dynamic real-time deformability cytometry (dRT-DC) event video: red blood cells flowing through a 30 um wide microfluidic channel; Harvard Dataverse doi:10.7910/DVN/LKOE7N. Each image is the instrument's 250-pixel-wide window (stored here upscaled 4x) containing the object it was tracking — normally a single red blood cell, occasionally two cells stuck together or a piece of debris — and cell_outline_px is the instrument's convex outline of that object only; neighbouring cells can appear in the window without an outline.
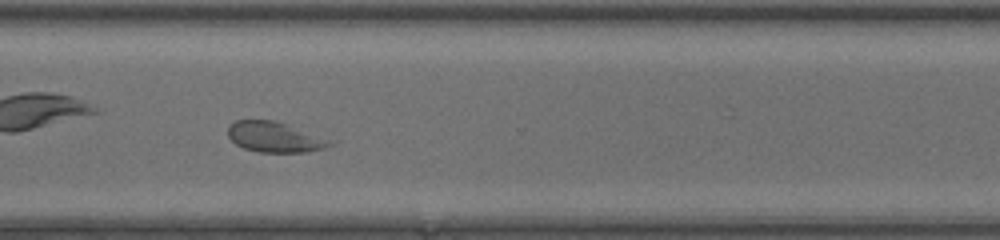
{"species": "common noctule bat (a hibernating species)", "species_latin": "Nyctalus noctula", "temperature_condition": "room temperature", "stored_images_in_passage": 43, "camera_frame_rate_fps": 3000, "um_per_image_px": 0.085, "animal": {"sex": "female", "body_mass_g": 20.0, "forearm_length_mm": 54.0}, "frame": {"image": 1, "passage_image": 31, "time_ms": 10.0, "image_size_px": [1000, 240], "cell_outline_px": [[336, 144], [324, 148], [308, 152], [256, 152], [244, 148], [236, 144], [228, 136], [228, 124], [236, 120], [276, 120], [292, 124], [336, 140]], "centroid_in_image_um": [23.46, 11.63], "position_along_channel_um": 347.1, "area_um2": 18.84}}
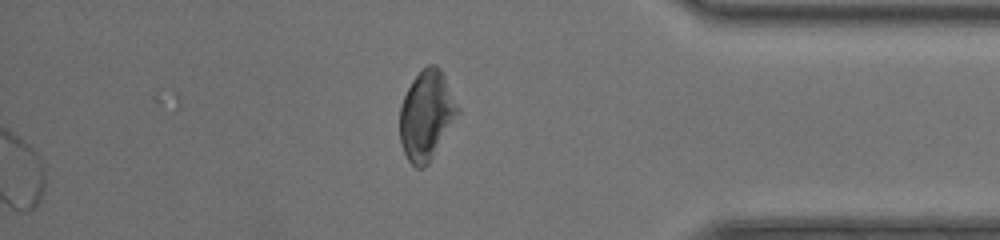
{"frame": {"image": 2, "passage_image": 43, "time_ms": 14.0, "image_size_px": [1000, 240], "cell_outline_px": [[460, 112], [428, 164], [424, 168], [416, 168], [408, 160], [404, 152], [400, 140], [400, 104], [412, 80], [428, 64], [436, 64], [440, 68], [460, 108]], "centroid_in_image_um": [36.25, 9.8], "position_along_channel_um": 398.9, "area_um2": 30.0}, "authors_computed_cell_mechanics": {"area_um2": 21.2126, "velocity_mm_per_s": 4.3535, "shape_relaxation_time_tau1_ms": 7.2825, "shape_relaxation_time_tau2_ms": 3.12, "deformation_change_tau1": 0.1393, "deformation_change_tau2": 0.0739}}